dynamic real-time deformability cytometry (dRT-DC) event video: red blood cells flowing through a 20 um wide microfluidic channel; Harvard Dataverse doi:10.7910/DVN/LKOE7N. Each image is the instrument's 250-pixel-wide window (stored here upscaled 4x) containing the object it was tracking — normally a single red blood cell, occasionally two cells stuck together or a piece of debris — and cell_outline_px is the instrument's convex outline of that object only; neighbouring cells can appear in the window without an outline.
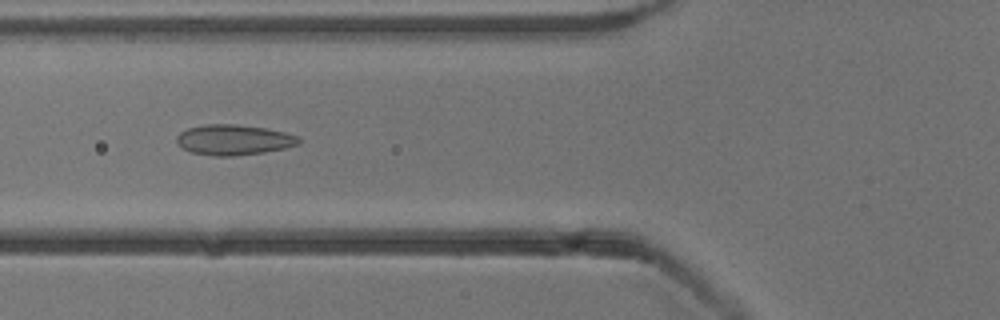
{"species": "common noctule bat (a hibernating species)", "species_latin": "Nyctalus noctula", "temperature_condition": "cold", "stored_images_in_passage": 6, "camera_frame_rate_fps": 3000, "um_per_image_px": 0.085, "animal": {"sex": "male", "body_mass_g": 13.3}, "frame": {"image": 1, "passage_image": 4, "time_ms": 3.333, "image_size_px": [1000, 320], "cell_outline_px": [[300, 144], [284, 148], [264, 152], [232, 156], [216, 156], [192, 152], [180, 148], [176, 144], [176, 136], [180, 132], [188, 128], [204, 124], [236, 124], [264, 128], [284, 132], [300, 136]], "centroid_in_image_um": [19.84, 11.88], "position_along_channel_um": 106.0, "area_um2": 21.73}}
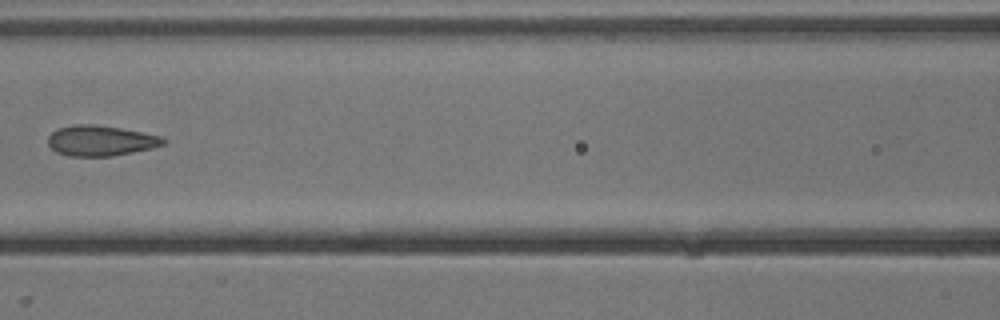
{"frame": {"image": 2, "passage_image": 5, "time_ms": 4.667, "image_size_px": [1000, 320], "cell_outline_px": [[168, 140], [164, 144], [152, 148], [112, 156], [68, 156], [56, 152], [48, 144], [48, 136], [56, 128], [76, 124], [92, 124], [120, 128], [160, 136]], "centroid_in_image_um": [8.53, 11.96], "position_along_channel_um": 158.1, "area_um2": 20.4}}
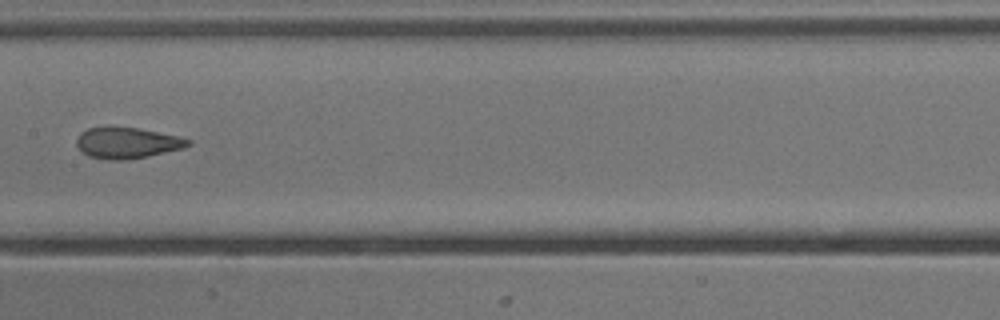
{"frame": {"image": 3, "passage_image": 6, "time_ms": 5.667, "image_size_px": [1000, 320], "cell_outline_px": [[192, 144], [184, 148], [148, 156], [124, 160], [112, 160], [88, 156], [76, 144], [76, 140], [80, 132], [88, 128], [112, 124], [140, 128], [176, 136], [192, 140]], "centroid_in_image_um": [10.79, 12.1], "position_along_channel_um": 196.6, "area_um2": 20.58}}